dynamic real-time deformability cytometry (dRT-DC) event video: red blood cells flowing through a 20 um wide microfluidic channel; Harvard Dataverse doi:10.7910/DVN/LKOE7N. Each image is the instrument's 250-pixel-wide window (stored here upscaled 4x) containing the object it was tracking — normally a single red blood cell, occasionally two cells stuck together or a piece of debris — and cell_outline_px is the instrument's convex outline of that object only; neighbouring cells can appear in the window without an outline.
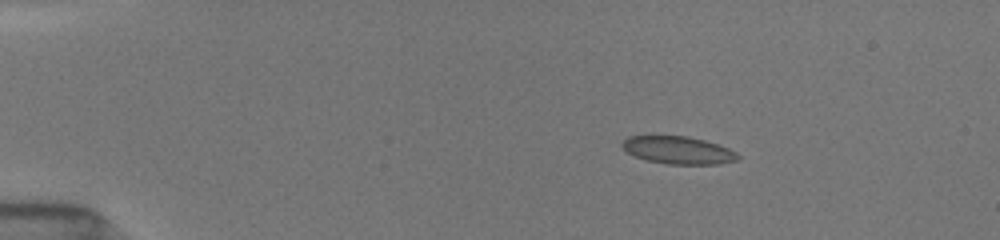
{"species": "common noctule bat (a hibernating species)", "species_latin": "Nyctalus noctula", "temperature_condition": "room temperature", "stored_images_in_passage": 26, "camera_frame_rate_fps": 3000, "um_per_image_px": 0.085, "animal": {"sex": "female", "body_mass_g": 19.5, "forearm_length_mm": 54.1}, "frame": {"image": 1, "passage_image": 6, "time_ms": 2.667, "image_size_px": [1000, 240], "cell_outline_px": [[740, 156], [736, 160], [720, 164], [668, 164], [644, 160], [632, 156], [620, 144], [628, 136], [688, 136], [704, 140], [728, 148], [736, 152]], "centroid_in_image_um": [57.62, 12.77], "position_along_channel_um": 27.4, "area_um2": 18.61}}
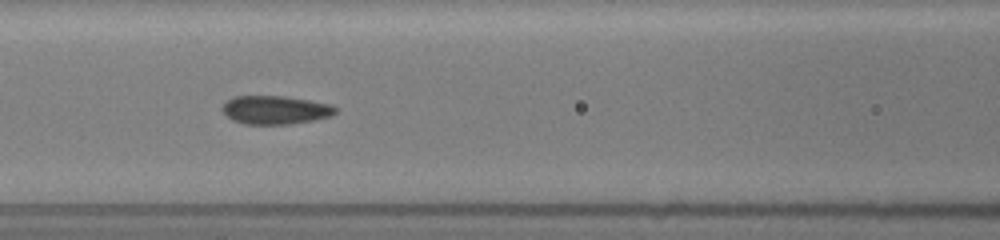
{"frame": {"image": 2, "passage_image": 15, "time_ms": 7.667, "image_size_px": [1000, 240], "cell_outline_px": [[336, 112], [332, 116], [312, 120], [288, 124], [244, 124], [232, 120], [220, 108], [232, 96], [284, 96], [332, 104], [336, 108]], "centroid_in_image_um": [23.39, 9.34], "position_along_channel_um": 143.2, "area_um2": 18.73}}
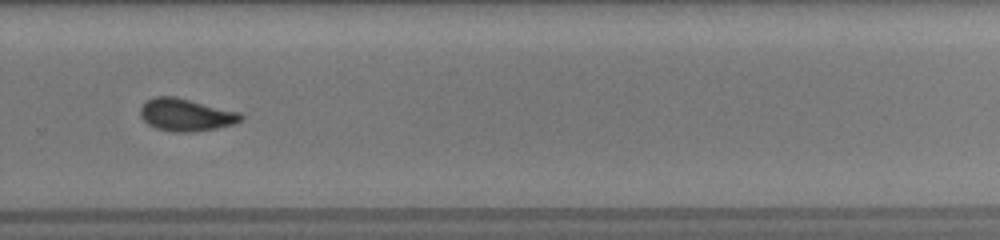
{"frame": {"image": 3, "passage_image": 24, "time_ms": 12.0, "image_size_px": [1000, 240], "cell_outline_px": [[244, 116], [240, 120], [232, 124], [216, 128], [192, 132], [172, 132], [156, 128], [148, 124], [140, 116], [140, 108], [152, 96], [176, 96], [240, 112]], "centroid_in_image_um": [15.79, 9.75], "position_along_channel_um": 314.0, "area_um2": 19.02}}